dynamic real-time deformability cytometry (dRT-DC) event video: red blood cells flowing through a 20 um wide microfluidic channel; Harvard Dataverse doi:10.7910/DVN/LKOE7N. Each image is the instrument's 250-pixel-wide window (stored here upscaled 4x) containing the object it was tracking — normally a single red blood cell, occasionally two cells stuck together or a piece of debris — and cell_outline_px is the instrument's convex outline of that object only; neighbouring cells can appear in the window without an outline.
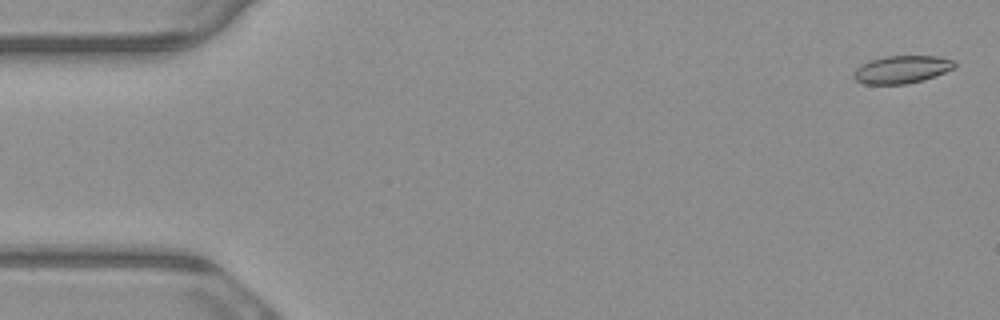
{"species": "common noctule bat (a hibernating species)", "species_latin": "Nyctalus noctula", "temperature_condition": "warm", "stored_images_in_passage": 5, "camera_frame_rate_fps": 3000, "um_per_image_px": 0.085, "animal": {"sex": "male", "body_mass_g": 23.1, "forearm_length_mm": 52.7}, "frame": {"image": 1, "passage_image": 1, "time_ms": 0.0, "image_size_px": [1000, 320], "cell_outline_px": [[956, 68], [908, 84], [864, 84], [856, 80], [852, 76], [852, 72], [860, 64], [884, 56], [936, 56], [956, 60]], "centroid_in_image_um": [76.63, 5.9], "position_along_channel_um": 8.4, "area_um2": 16.3}}
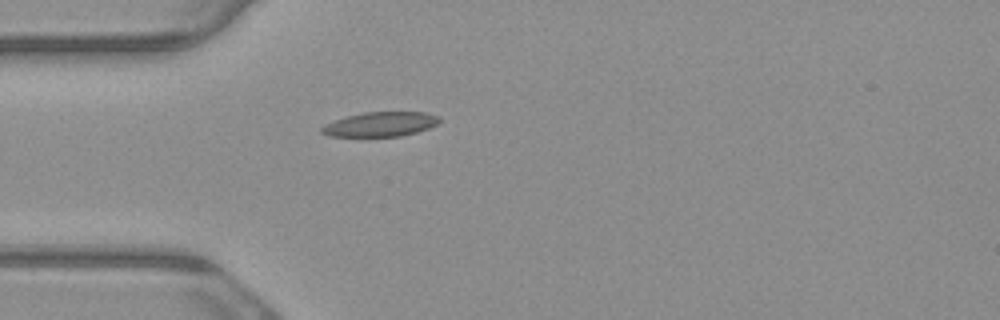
{"frame": {"image": 2, "passage_image": 5, "time_ms": 1.333, "image_size_px": [1000, 320], "cell_outline_px": [[440, 120], [436, 124], [428, 128], [416, 132], [400, 136], [328, 136], [320, 132], [320, 128], [324, 124], [348, 116], [364, 112], [424, 112], [440, 116]], "centroid_in_image_um": [32.32, 10.56], "position_along_channel_um": 52.7, "area_um2": 16.7}}